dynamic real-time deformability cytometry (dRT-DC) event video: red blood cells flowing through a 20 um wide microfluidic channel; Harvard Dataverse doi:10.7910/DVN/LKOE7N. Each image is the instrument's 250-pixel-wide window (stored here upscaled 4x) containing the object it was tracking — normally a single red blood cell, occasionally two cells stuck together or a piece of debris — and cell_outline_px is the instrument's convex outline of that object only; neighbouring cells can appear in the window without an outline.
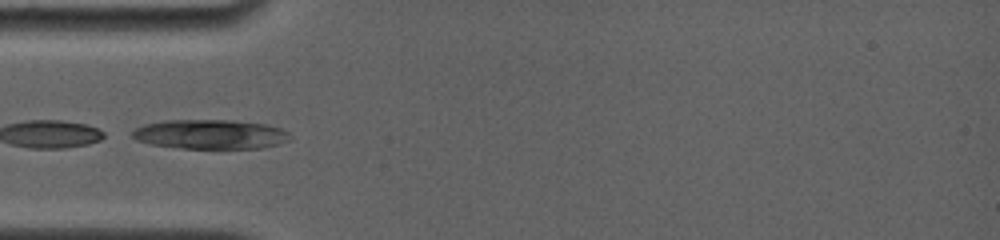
{"species": "common noctule bat (a hibernating species)", "species_latin": "Nyctalus noctula", "temperature_condition": "room temperature", "stored_images_in_passage": 11, "camera_frame_rate_fps": 4000, "um_per_image_px": 0.085, "animal": {"sex": "female", "body_mass_g": 19.0, "forearm_length_mm": 56.7}, "frame": {"image": 1, "passage_image": 1, "time_ms": 0.0, "image_size_px": [1000, 240], "cell_outline_px": [[292, 136], [288, 140], [280, 144], [260, 148], [184, 148], [152, 144], [136, 140], [132, 136], [132, 132], [136, 128], [144, 124], [164, 120], [232, 120], [268, 124], [280, 128], [288, 132]], "centroid_in_image_um": [17.91, 11.4], "position_along_channel_um": 67.1, "area_um2": 27.05}}